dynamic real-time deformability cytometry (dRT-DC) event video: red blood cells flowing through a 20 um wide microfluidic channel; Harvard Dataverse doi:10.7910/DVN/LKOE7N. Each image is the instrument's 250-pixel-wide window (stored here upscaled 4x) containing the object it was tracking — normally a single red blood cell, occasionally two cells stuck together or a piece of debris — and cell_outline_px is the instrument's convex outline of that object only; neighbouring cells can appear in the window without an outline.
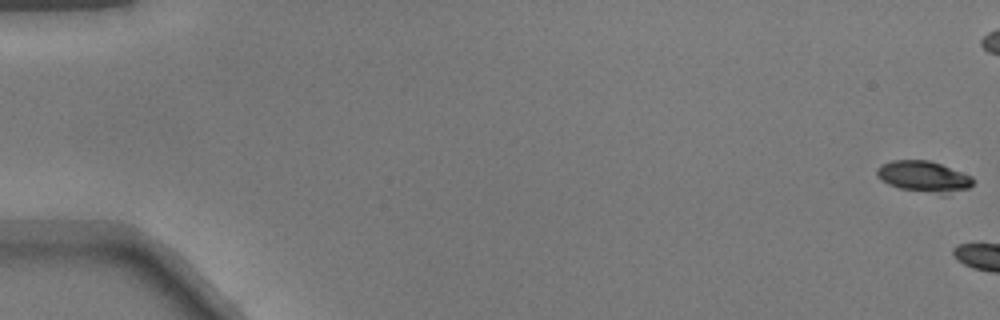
{"species": "common noctule bat (a hibernating species)", "species_latin": "Nyctalus noctula", "temperature_condition": "warm", "stored_images_in_passage": 5, "camera_frame_rate_fps": 3000, "um_per_image_px": 0.085, "animal": {"sex": "male", "body_mass_g": 17.9}, "frame": {"image": 1, "passage_image": 1, "time_ms": 0.0, "image_size_px": [1000, 320], "cell_outline_px": [[972, 184], [968, 188], [948, 196], [940, 196], [900, 188], [888, 184], [880, 180], [876, 176], [876, 168], [880, 164], [892, 160], [928, 160], [940, 164], [972, 176]], "centroid_in_image_um": [78.5, 15.04], "position_along_channel_um": 6.5, "area_um2": 17.92}}